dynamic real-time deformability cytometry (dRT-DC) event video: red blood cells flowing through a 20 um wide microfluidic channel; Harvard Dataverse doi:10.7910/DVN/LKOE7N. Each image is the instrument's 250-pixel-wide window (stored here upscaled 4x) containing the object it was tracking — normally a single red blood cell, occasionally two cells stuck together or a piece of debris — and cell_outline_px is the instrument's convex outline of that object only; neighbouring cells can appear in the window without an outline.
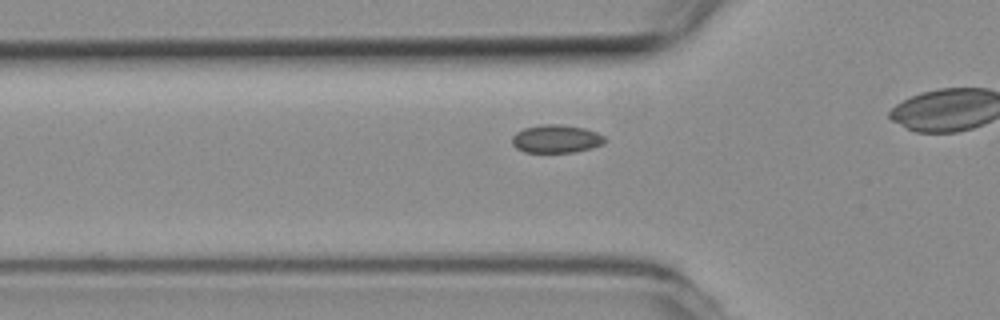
{"species": "common noctule bat (a hibernating species)", "species_latin": "Nyctalus noctula", "temperature_condition": "room temperature", "stored_images_in_passage": 39, "camera_frame_rate_fps": 3000, "um_per_image_px": 0.085, "animal": {"sex": "female", "body_mass_g": 19.3, "forearm_length_mm": 54.1}, "frame": {"image": 1, "passage_image": 14, "time_ms": 4.333, "image_size_px": [1000, 320], "cell_outline_px": [[604, 144], [592, 148], [572, 152], [524, 152], [516, 148], [512, 144], [512, 136], [516, 132], [524, 128], [544, 124], [560, 124], [584, 128], [596, 132], [604, 136]], "centroid_in_image_um": [47.26, 11.8], "position_along_channel_um": 78.5, "area_um2": 15.14}}
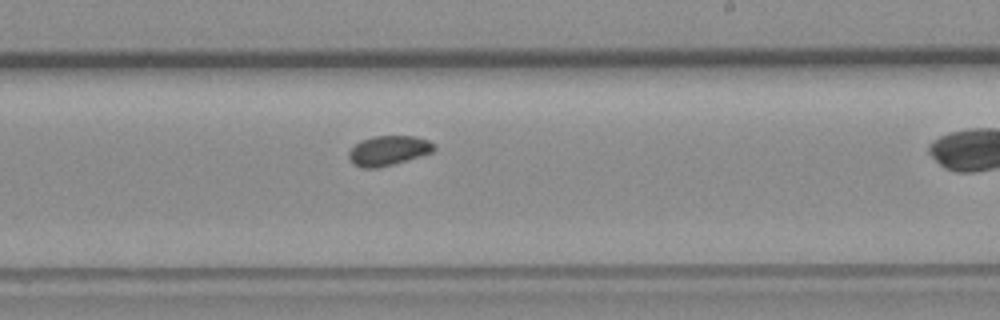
{"frame": {"image": 2, "passage_image": 28, "time_ms": 9.0, "image_size_px": [1000, 320], "cell_outline_px": [[436, 148], [432, 152], [420, 156], [392, 164], [376, 168], [360, 168], [352, 164], [348, 156], [348, 152], [360, 140], [376, 136], [416, 136], [428, 140], [436, 144]], "centroid_in_image_um": [33.01, 12.8], "position_along_channel_um": 256.0, "area_um2": 14.8}}
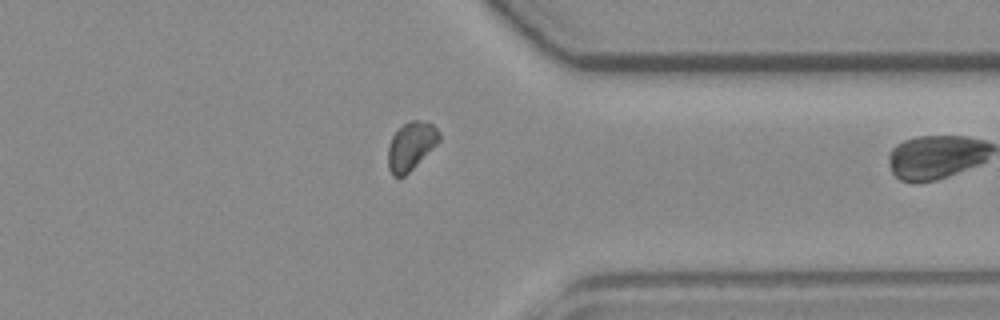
{"frame": {"image": 3, "passage_image": 38, "time_ms": 12.333, "image_size_px": [1000, 320], "cell_outline_px": [[440, 140], [404, 176], [392, 176], [388, 168], [388, 148], [392, 136], [408, 120], [428, 120], [440, 132]], "centroid_in_image_um": [34.93, 12.38], "position_along_channel_um": 376.5, "area_um2": 14.16}}